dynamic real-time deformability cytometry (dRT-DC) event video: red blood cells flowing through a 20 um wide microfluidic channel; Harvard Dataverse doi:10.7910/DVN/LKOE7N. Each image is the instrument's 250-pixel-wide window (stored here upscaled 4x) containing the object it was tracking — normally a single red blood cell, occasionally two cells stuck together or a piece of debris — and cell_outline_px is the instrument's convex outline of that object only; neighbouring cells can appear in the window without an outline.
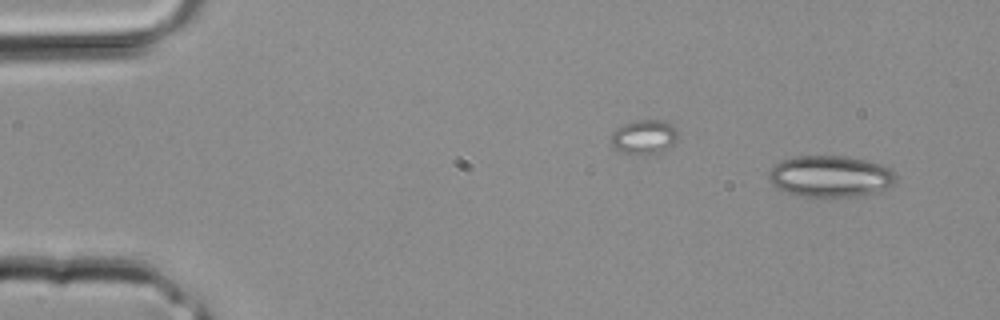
{"species": "common noctule bat (a hibernating species)", "species_latin": "Nyctalus noctula", "temperature_condition": "room temperature", "stored_images_in_passage": 3, "segment_of_instrument_passage": [2, 2], "camera_frame_rate_fps": 3000, "um_per_image_px": 0.085, "animal": {"sex": "male", "body_mass_g": 20.4}, "frame": {"image": 1, "passage_image": 3, "time_ms": 0.667, "image_size_px": [1000, 320], "cell_outline_px": [[896, 180], [892, 184], [876, 192], [856, 196], [800, 196], [776, 188], [768, 180], [768, 172], [780, 160], [792, 156], [844, 156], [864, 160], [880, 164], [892, 168], [896, 172]], "centroid_in_image_um": [70.56, 14.97], "position_along_channel_um": 14.4, "area_um2": 30.69}}